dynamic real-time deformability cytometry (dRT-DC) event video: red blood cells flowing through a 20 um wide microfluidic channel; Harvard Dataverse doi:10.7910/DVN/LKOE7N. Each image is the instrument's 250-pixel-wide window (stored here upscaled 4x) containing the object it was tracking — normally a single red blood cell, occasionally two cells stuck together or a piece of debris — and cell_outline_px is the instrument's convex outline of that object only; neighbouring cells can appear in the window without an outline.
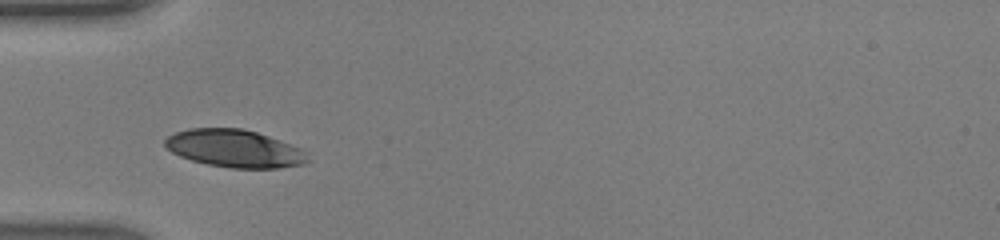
{"species": "human", "species_latin": "Homo sapiens", "temperature_condition": "warm", "stored_images_in_passage": 25, "camera_frame_rate_fps": 3000, "um_per_image_px": 0.085, "donor": {"sex": "male"}, "frame": {"image": 1, "passage_image": 1, "time_ms": 0.0, "image_size_px": [1000, 240], "cell_outline_px": [[308, 160], [304, 164], [280, 168], [232, 168], [208, 164], [192, 160], [180, 156], [172, 152], [164, 144], [164, 140], [168, 136], [176, 132], [188, 128], [240, 128], [256, 132], [304, 148], [308, 152]], "centroid_in_image_um": [19.98, 12.62], "position_along_channel_um": 65.0, "area_um2": 31.39}}
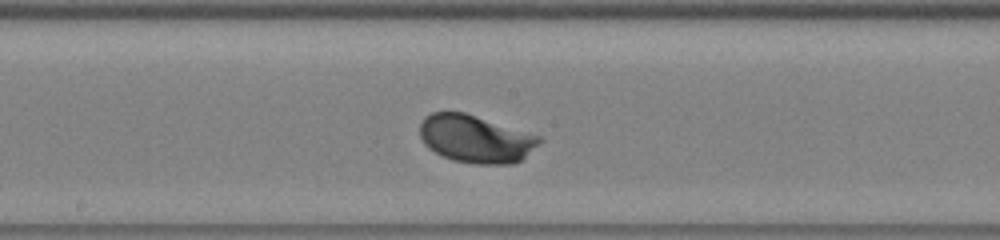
{"frame": {"image": 2, "passage_image": 11, "time_ms": 3.333, "image_size_px": [1000, 240], "cell_outline_px": [[544, 140], [540, 144], [520, 160], [512, 164], [476, 164], [452, 160], [428, 148], [424, 144], [420, 136], [420, 124], [424, 116], [432, 112], [464, 112], [544, 136]], "centroid_in_image_um": [40.47, 11.79], "position_along_channel_um": 207.7, "area_um2": 33.52}}
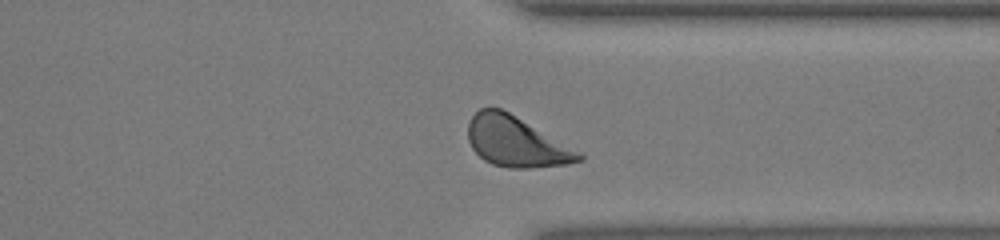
{"frame": {"image": 3, "passage_image": 22, "time_ms": 7.0, "image_size_px": [1000, 240], "cell_outline_px": [[584, 160], [568, 164], [528, 168], [508, 168], [492, 164], [484, 160], [472, 148], [468, 140], [468, 120], [480, 108], [500, 108], [508, 112], [580, 152], [584, 156]], "centroid_in_image_um": [43.84, 12.06], "position_along_channel_um": 367.6, "area_um2": 32.08}, "authors_computed_cell_mechanics": {"area_um2": 32.1368, "velocity_mm_per_s": 4.3597, "shape_relaxation_time_tau1_ms": 1.3232, "shape_relaxation_time_tau2_ms": null, "deformation_change_tau1": 0.1406, "deformation_change_tau2": null}}